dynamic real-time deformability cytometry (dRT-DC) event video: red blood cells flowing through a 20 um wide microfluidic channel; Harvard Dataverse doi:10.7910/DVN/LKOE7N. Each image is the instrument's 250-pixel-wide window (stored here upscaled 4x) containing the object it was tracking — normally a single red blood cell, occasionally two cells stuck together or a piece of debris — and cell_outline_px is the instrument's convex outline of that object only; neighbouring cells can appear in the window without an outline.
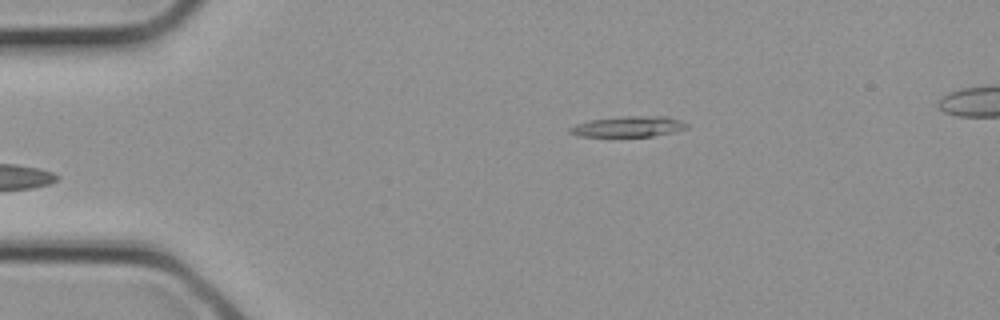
{"species": "common noctule bat (a hibernating species)", "species_latin": "Nyctalus noctula", "temperature_condition": "cold", "stored_images_in_passage": 2, "camera_frame_rate_fps": 3000, "um_per_image_px": 0.085, "animal": {"sex": "female", "body_mass_g": 21.9}, "frame": {"image": 1, "passage_image": 2, "time_ms": 0.333, "image_size_px": [1000, 320], "cell_outline_px": [[688, 128], [672, 132], [652, 136], [580, 136], [568, 132], [568, 128], [576, 124], [592, 120], [624, 116], [668, 116], [680, 120], [688, 124]], "centroid_in_image_um": [53.44, 10.75], "position_along_channel_um": 31.6, "area_um2": 13.93}}